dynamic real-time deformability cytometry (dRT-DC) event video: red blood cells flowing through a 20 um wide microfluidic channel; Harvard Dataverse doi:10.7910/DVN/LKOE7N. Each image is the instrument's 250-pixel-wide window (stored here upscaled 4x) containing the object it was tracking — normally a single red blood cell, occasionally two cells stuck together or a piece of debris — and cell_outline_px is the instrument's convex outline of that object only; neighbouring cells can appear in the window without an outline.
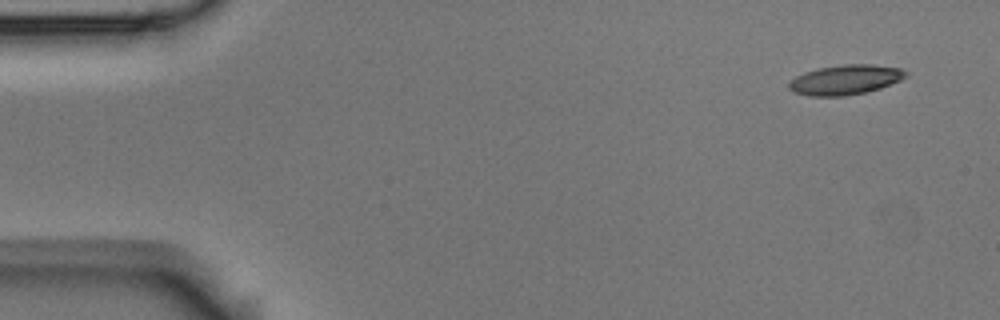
{"species": "Egyptian fruit bat (a non-hibernating species)", "species_latin": "Rousettus aegyptiacus", "temperature_condition": "room temperature", "stored_images_in_passage": 5, "camera_frame_rate_fps": 3000, "um_per_image_px": 0.085, "animal": {"sex": "male"}, "frame": {"image": 1, "passage_image": 1, "time_ms": 0.0, "image_size_px": [1000, 320], "cell_outline_px": [[908, 76], [900, 80], [880, 88], [864, 92], [844, 96], [812, 96], [796, 92], [788, 88], [788, 84], [796, 76], [804, 72], [816, 68], [844, 64], [876, 64], [900, 68], [908, 72]], "centroid_in_image_um": [71.88, 6.76], "position_along_channel_um": 13.1, "area_um2": 20.29}}
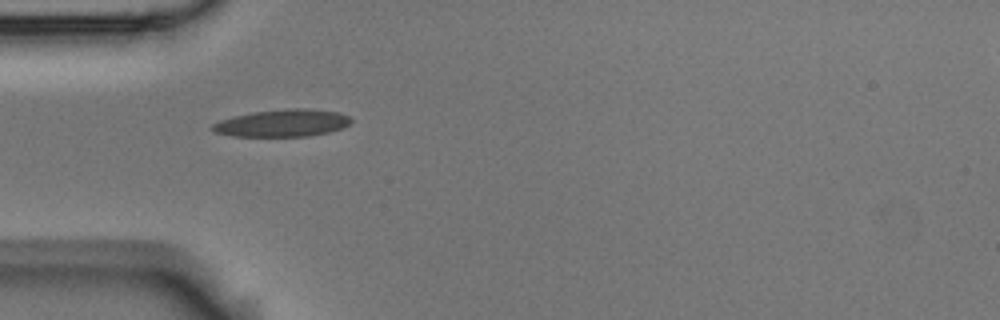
{"frame": {"image": 2, "passage_image": 4, "time_ms": 1.0, "image_size_px": [1000, 320], "cell_outline_px": [[352, 120], [344, 128], [328, 132], [308, 136], [232, 136], [216, 132], [212, 128], [212, 124], [220, 120], [232, 116], [252, 112], [296, 108], [304, 108], [336, 112], [348, 116]], "centroid_in_image_um": [24.0, 10.46], "position_along_channel_um": 61.0, "area_um2": 21.79}}
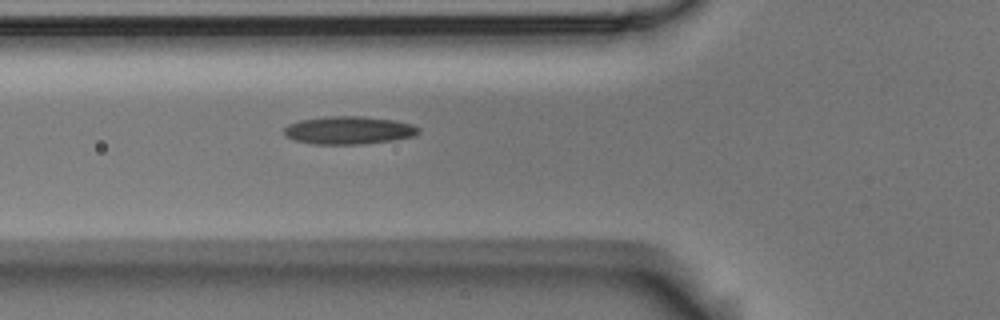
{"frame": {"image": 3, "passage_image": 5, "time_ms": 1.333, "image_size_px": [1000, 320], "cell_outline_px": [[420, 132], [412, 136], [392, 140], [360, 144], [312, 144], [296, 140], [284, 136], [284, 128], [288, 124], [300, 120], [324, 116], [364, 116], [396, 120], [412, 124], [420, 128]], "centroid_in_image_um": [29.63, 11.06], "position_along_channel_um": 96.2, "area_um2": 21.96}}